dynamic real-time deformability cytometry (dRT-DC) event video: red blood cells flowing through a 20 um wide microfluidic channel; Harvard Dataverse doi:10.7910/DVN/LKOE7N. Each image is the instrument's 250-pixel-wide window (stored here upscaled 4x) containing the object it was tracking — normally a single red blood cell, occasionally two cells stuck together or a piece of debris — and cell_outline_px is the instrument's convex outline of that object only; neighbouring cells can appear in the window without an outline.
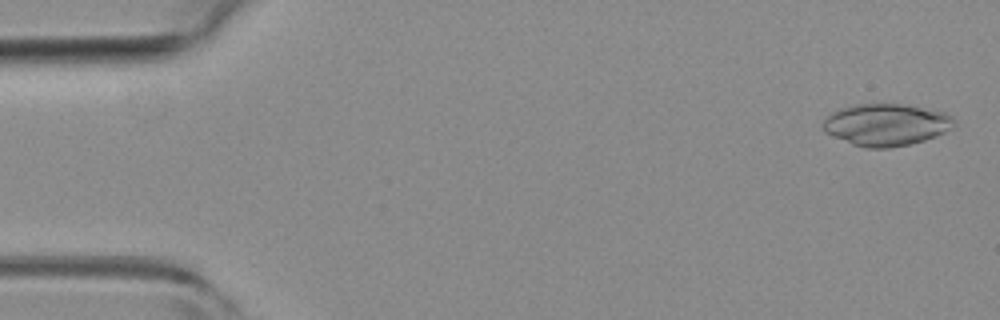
{"species": "common noctule bat (a hibernating species)", "species_latin": "Nyctalus noctula", "temperature_condition": "room temperature", "stored_images_in_passage": 3, "camera_frame_rate_fps": 3000, "um_per_image_px": 0.085, "animal": {"sex": "female", "body_mass_g": 19.3, "forearm_length_mm": 54.1}, "frame": {"image": 1, "passage_image": 1, "time_ms": 0.0, "image_size_px": [1000, 320], "cell_outline_px": [[956, 124], [952, 128], [936, 136], [924, 140], [908, 144], [888, 148], [864, 148], [852, 144], [824, 132], [824, 120], [832, 112], [840, 108], [860, 104], [900, 104], [944, 112], [952, 116], [956, 120]], "centroid_in_image_um": [75.34, 10.61], "position_along_channel_um": 9.7, "area_um2": 31.85}}
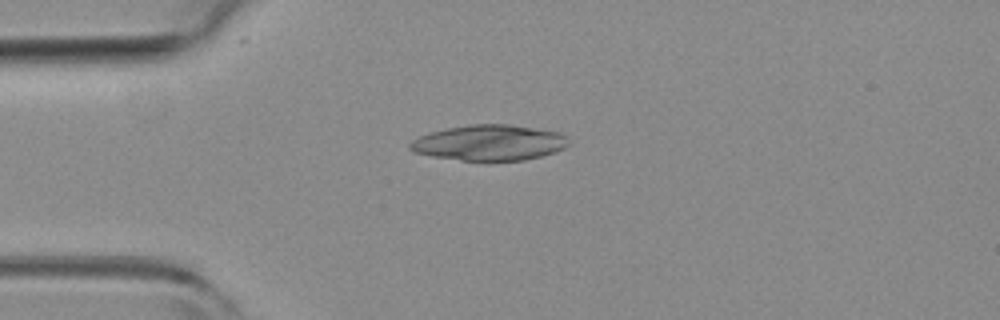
{"frame": {"image": 2, "passage_image": 3, "time_ms": 0.667, "image_size_px": [1000, 320], "cell_outline_px": [[572, 144], [556, 152], [524, 160], [460, 160], [432, 156], [416, 152], [408, 148], [408, 144], [412, 140], [420, 136], [432, 132], [448, 128], [468, 124], [508, 124], [560, 132]], "centroid_in_image_um": [41.62, 12.12], "position_along_channel_um": 43.4, "area_um2": 32.77}}